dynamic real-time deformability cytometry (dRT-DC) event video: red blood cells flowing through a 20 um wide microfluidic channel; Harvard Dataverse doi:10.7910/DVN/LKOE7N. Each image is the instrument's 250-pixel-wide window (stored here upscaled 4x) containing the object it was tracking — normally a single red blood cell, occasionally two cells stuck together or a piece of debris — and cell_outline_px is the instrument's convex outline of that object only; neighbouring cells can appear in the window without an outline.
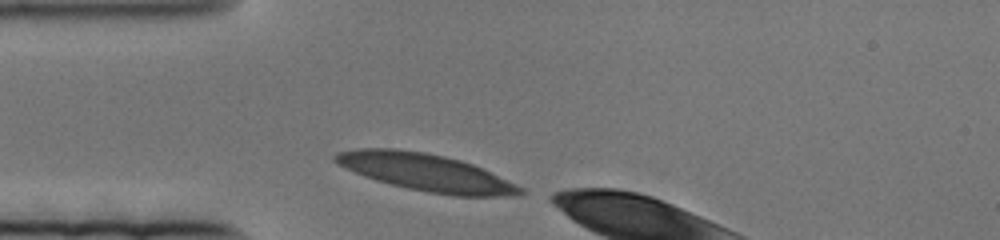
{"species": "human", "species_latin": "Homo sapiens", "temperature_condition": "cold", "stored_images_in_passage": 45, "camera_frame_rate_fps": 3000, "um_per_image_px": 0.085, "donor": {"sex": "female"}, "frame": {"image": 1, "passage_image": 1, "time_ms": 0.0, "image_size_px": [1000, 240], "cell_outline_px": [[524, 192], [512, 196], [452, 196], [428, 192], [408, 188], [376, 180], [364, 176], [332, 160], [332, 156], [340, 152], [360, 148], [396, 148], [424, 152], [444, 156], [460, 160], [472, 164], [516, 184], [524, 188]], "centroid_in_image_um": [36.22, 14.65], "position_along_channel_um": 48.8, "area_um2": 39.65}}
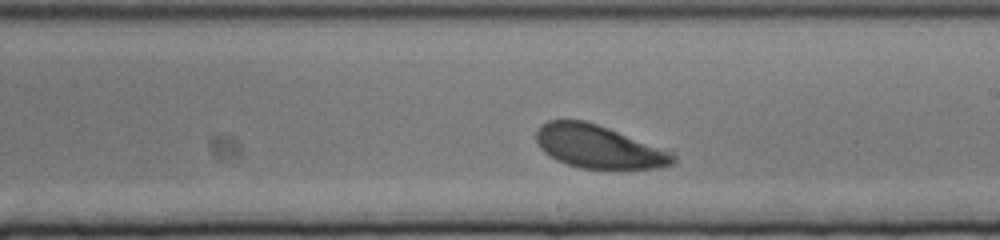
{"frame": {"image": 2, "passage_image": 26, "time_ms": 8.333, "image_size_px": [1000, 240], "cell_outline_px": [[676, 164], [656, 168], [580, 168], [556, 160], [544, 152], [540, 148], [536, 140], [536, 132], [540, 124], [548, 120], [584, 120], [608, 128], [672, 152], [676, 156]], "centroid_in_image_um": [50.85, 12.47], "position_along_channel_um": 238.1, "area_um2": 34.04}}
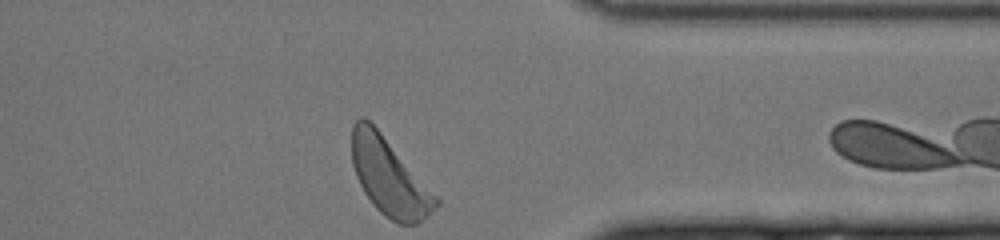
{"frame": {"image": 3, "passage_image": 45, "time_ms": 14.667, "image_size_px": [1000, 240], "cell_outline_px": [[440, 204], [416, 224], [396, 224], [384, 216], [372, 204], [364, 192], [356, 176], [352, 164], [352, 124], [360, 116], [364, 116], [380, 132], [440, 200]], "centroid_in_image_um": [33.05, 15.05], "position_along_channel_um": 378.3, "area_um2": 37.17}}